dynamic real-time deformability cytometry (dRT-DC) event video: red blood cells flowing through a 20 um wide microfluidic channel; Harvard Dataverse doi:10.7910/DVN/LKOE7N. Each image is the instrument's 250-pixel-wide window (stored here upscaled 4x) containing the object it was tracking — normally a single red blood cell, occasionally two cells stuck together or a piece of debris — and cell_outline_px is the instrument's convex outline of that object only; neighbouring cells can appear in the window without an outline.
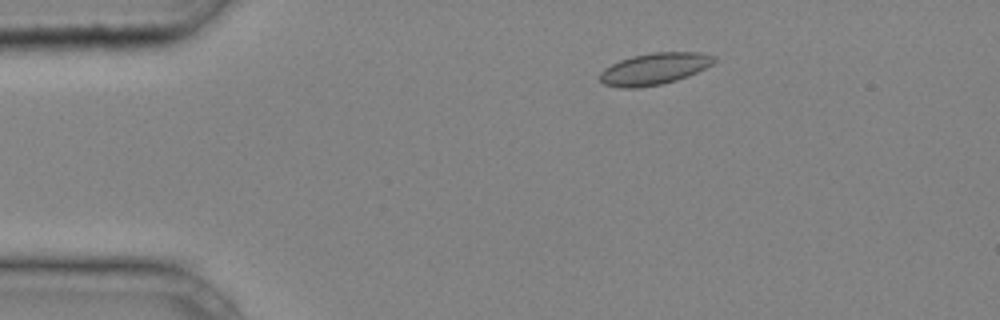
{"species": "common noctule bat (a hibernating species)", "species_latin": "Nyctalus noctula", "temperature_condition": "cold", "stored_images_in_passage": 31, "camera_frame_rate_fps": 3000, "um_per_image_px": 0.085, "animal": {"sex": "male", "body_mass_g": 20.4}, "frame": {"image": 1, "passage_image": 1, "time_ms": 0.0, "image_size_px": [1000, 320], "cell_outline_px": [[716, 60], [712, 64], [688, 76], [676, 80], [660, 84], [636, 88], [620, 88], [604, 84], [600, 80], [600, 72], [604, 68], [620, 60], [632, 56], [652, 52], [700, 52], [716, 56]], "centroid_in_image_um": [55.61, 5.84], "position_along_channel_um": 29.4, "area_um2": 21.04}}
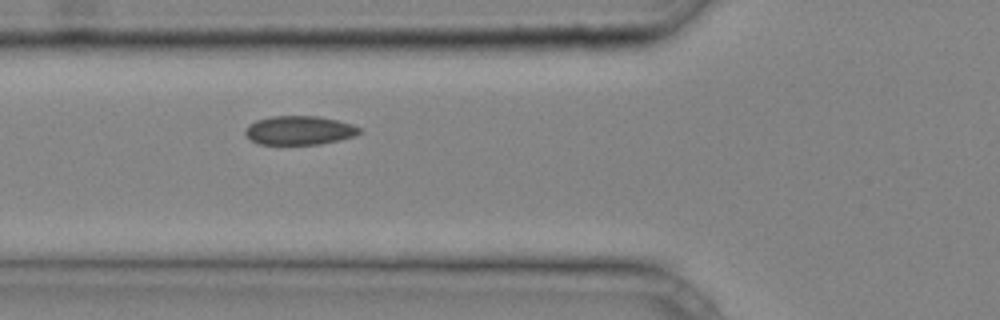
{"frame": {"image": 2, "passage_image": 9, "time_ms": 2.667, "image_size_px": [1000, 320], "cell_outline_px": [[364, 132], [356, 136], [340, 140], [320, 144], [260, 144], [252, 140], [244, 132], [244, 128], [248, 124], [256, 120], [272, 116], [320, 116], [352, 124], [360, 128]], "centroid_in_image_um": [25.47, 11.07], "position_along_channel_um": 100.3, "area_um2": 19.36}}
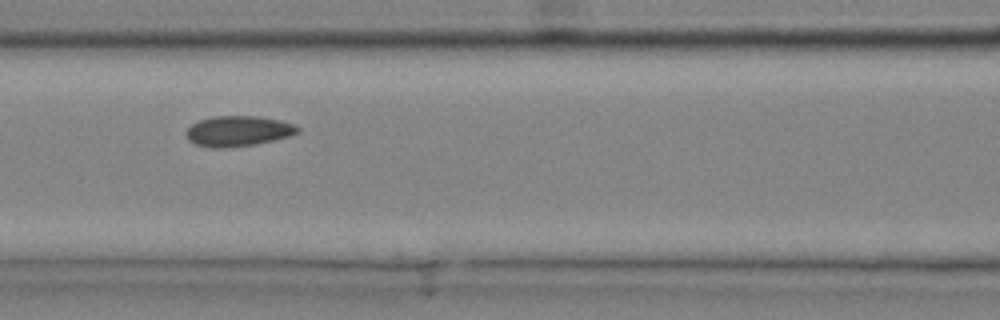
{"frame": {"image": 3, "passage_image": 12, "time_ms": 3.667, "image_size_px": [1000, 320], "cell_outline_px": [[300, 132], [288, 136], [256, 144], [224, 148], [212, 148], [196, 144], [188, 140], [184, 132], [192, 124], [200, 120], [212, 116], [256, 116], [280, 120], [292, 124], [300, 128]], "centroid_in_image_um": [20.21, 11.14], "position_along_channel_um": 146.4, "area_um2": 19.71}}